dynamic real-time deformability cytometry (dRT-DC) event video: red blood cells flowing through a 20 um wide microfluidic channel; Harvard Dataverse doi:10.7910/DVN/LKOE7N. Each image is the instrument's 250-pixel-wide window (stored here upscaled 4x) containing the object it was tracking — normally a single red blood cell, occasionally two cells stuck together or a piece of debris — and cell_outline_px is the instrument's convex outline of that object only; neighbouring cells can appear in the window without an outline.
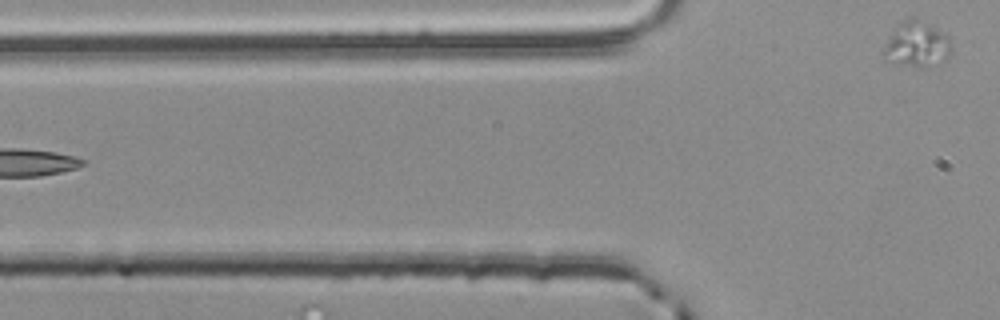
{"species": "common noctule bat (a hibernating species)", "species_latin": "Nyctalus noctula", "temperature_condition": "room temperature", "stored_images_in_passage": 5, "segment_of_instrument_passage": [2, 2], "camera_frame_rate_fps": 3000, "um_per_image_px": 0.085, "animal": {"sex": "male", "body_mass_g": 20.4}, "frame": {"image": 1, "passage_image": 5, "time_ms": 1.333, "image_size_px": [1000, 320], "cell_outline_px": [[952, 48], [948, 56], [944, 60], [928, 68], [916, 68], [896, 64], [884, 60], [880, 52], [888, 36], [896, 24], [912, 16], [932, 24], [948, 36], [952, 44]], "centroid_in_image_um": [77.88, 3.78], "position_along_channel_um": 47.9, "area_um2": 18.9}}